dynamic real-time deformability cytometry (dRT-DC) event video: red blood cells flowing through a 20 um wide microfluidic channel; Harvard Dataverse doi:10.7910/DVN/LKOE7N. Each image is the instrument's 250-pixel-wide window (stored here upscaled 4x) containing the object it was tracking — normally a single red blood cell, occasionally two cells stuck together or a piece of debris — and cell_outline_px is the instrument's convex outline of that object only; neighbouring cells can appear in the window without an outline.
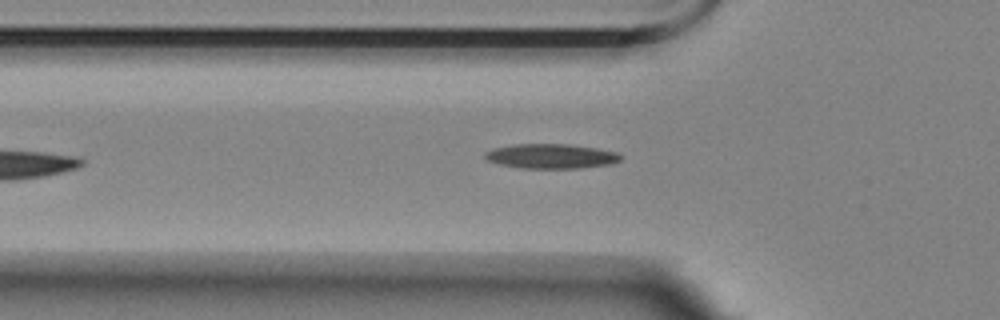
{"species": "Egyptian fruit bat (a non-hibernating species)", "species_latin": "Rousettus aegyptiacus", "temperature_condition": "room temperature", "stored_images_in_passage": 39, "camera_frame_rate_fps": 3000, "um_per_image_px": 0.085, "animal": {"sex": "female"}, "frame": {"image": 1, "passage_image": 17, "time_ms": 5.333, "image_size_px": [1000, 320], "cell_outline_px": [[624, 156], [620, 160], [612, 164], [580, 168], [520, 168], [500, 164], [488, 160], [484, 156], [484, 152], [492, 148], [516, 144], [568, 144], [596, 148], [616, 152]], "centroid_in_image_um": [46.85, 13.27], "position_along_channel_um": 78.9, "area_um2": 19.54}}